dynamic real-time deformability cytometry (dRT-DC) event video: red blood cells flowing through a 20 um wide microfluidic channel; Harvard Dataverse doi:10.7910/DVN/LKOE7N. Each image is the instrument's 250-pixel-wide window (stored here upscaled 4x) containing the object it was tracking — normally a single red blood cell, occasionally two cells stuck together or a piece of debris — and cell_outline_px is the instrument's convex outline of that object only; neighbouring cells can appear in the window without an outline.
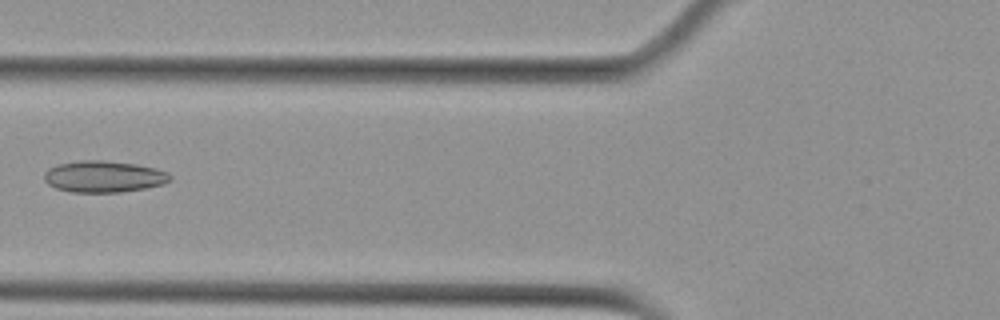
{"species": "Egyptian fruit bat (a non-hibernating species)", "species_latin": "Rousettus aegyptiacus", "temperature_condition": "cold", "stored_images_in_passage": 3, "camera_frame_rate_fps": 3000, "um_per_image_px": 0.085, "animal": {"sex": "female"}, "frame": {"image": 1, "passage_image": 2, "time_ms": 1.333, "image_size_px": [1000, 320], "cell_outline_px": [[172, 180], [164, 184], [144, 188], [120, 192], [72, 192], [56, 188], [48, 184], [44, 180], [44, 172], [48, 168], [56, 164], [80, 160], [104, 160], [136, 164], [156, 168], [168, 172], [172, 176]], "centroid_in_image_um": [8.82, 15.0], "position_along_channel_um": 117.0, "area_um2": 23.35}}
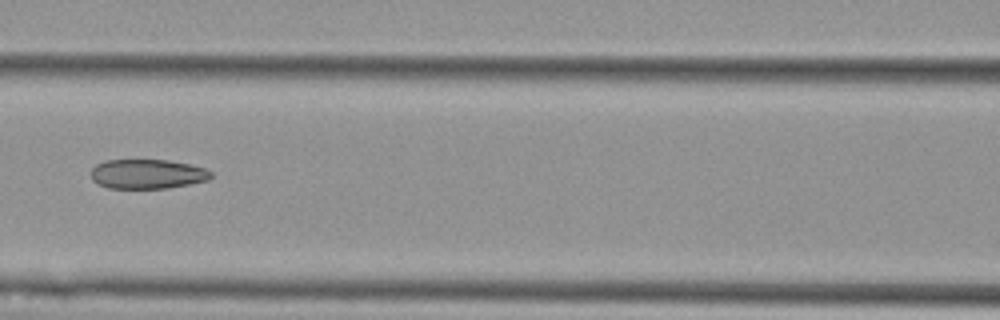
{"frame": {"image": 2, "passage_image": 3, "time_ms": 2.333, "image_size_px": [1000, 320], "cell_outline_px": [[212, 176], [208, 180], [168, 188], [108, 188], [96, 184], [92, 180], [92, 168], [96, 164], [104, 160], [168, 160], [188, 164], [204, 168], [212, 172]], "centroid_in_image_um": [12.5, 14.79], "position_along_channel_um": 154.1, "area_um2": 20.63}}